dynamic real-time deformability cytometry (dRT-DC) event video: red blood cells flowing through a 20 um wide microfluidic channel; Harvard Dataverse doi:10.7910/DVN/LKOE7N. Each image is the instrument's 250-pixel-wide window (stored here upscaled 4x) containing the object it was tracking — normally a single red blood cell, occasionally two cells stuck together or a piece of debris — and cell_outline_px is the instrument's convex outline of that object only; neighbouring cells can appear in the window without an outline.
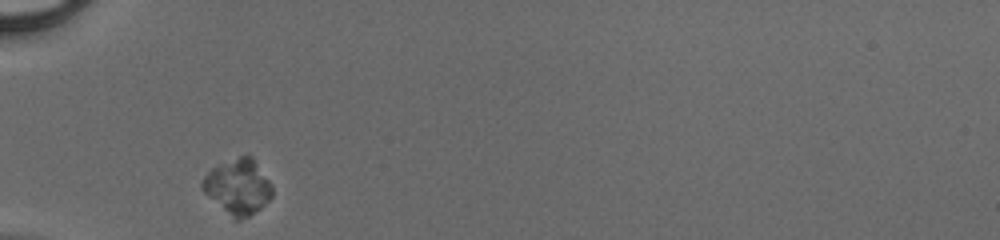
{"species": "human", "species_latin": "Homo sapiens", "temperature_condition": "cold", "stored_images_in_passage": 33, "camera_frame_rate_fps": 3000, "um_per_image_px": 0.085, "donor": {"sex": "male"}, "frame": {"image": 1, "passage_image": 1, "time_ms": 0.0, "image_size_px": [1000, 240], "cell_outline_px": [[272, 196], [260, 208], [248, 216], [240, 220], [236, 220], [208, 196], [200, 188], [200, 184], [204, 176], [212, 168], [220, 164], [248, 152], [252, 156], [268, 180], [272, 188]], "centroid_in_image_um": [20.21, 15.84], "position_along_channel_um": 64.8, "area_um2": 22.14}}
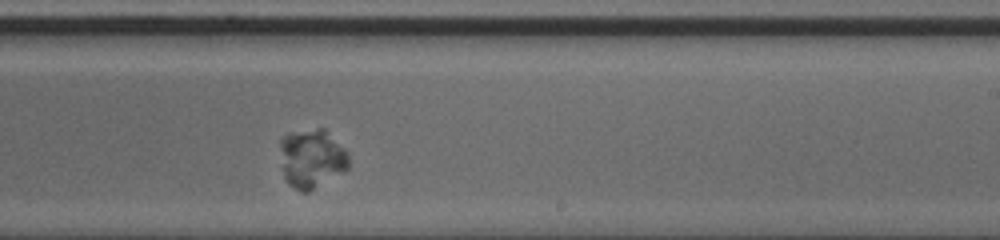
{"frame": {"image": 2, "passage_image": 16, "time_ms": 5.0, "image_size_px": [1000, 240], "cell_outline_px": [[348, 168], [308, 192], [300, 192], [288, 184], [284, 180], [280, 144], [280, 140], [288, 132], [316, 128], [324, 128], [348, 156]], "centroid_in_image_um": [26.43, 13.47], "position_along_channel_um": 262.6, "area_um2": 23.18}}
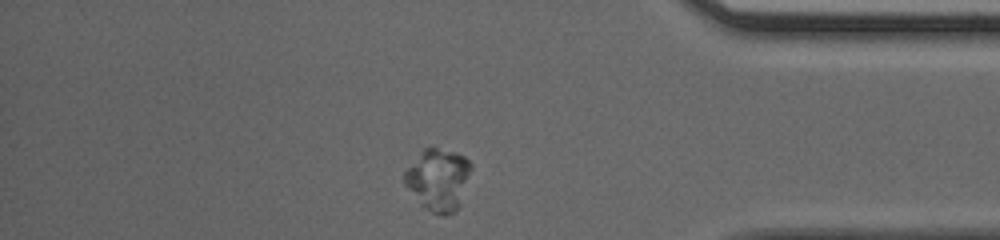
{"frame": {"image": 3, "passage_image": 27, "time_ms": 8.667, "image_size_px": [1000, 240], "cell_outline_px": [[472, 168], [456, 212], [448, 216], [444, 216], [432, 212], [420, 204], [404, 184], [404, 172], [424, 148], [436, 148], [456, 152], [464, 156], [472, 164]], "centroid_in_image_um": [37.26, 15.27], "position_along_channel_um": 397.9, "area_um2": 23.81}}